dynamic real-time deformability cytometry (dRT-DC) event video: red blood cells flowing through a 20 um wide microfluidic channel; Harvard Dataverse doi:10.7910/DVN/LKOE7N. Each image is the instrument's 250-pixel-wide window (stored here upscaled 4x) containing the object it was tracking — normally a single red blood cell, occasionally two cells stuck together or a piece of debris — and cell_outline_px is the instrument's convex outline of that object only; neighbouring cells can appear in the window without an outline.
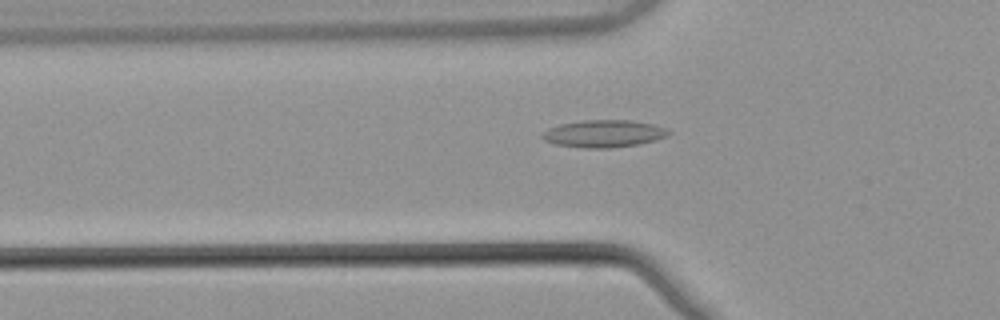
{"species": "common noctule bat (a hibernating species)", "species_latin": "Nyctalus noctula", "temperature_condition": "warm", "stored_images_in_passage": 54, "camera_frame_rate_fps": 3000, "um_per_image_px": 0.085, "animal": {"sex": "male", "body_mass_g": 21.5, "forearm_length_mm": 52.0}, "frame": {"image": 1, "passage_image": 19, "time_ms": 6.0, "image_size_px": [1000, 320], "cell_outline_px": [[672, 132], [668, 136], [656, 140], [640, 144], [608, 148], [584, 148], [556, 144], [544, 140], [540, 136], [548, 128], [560, 124], [584, 120], [632, 120], [652, 124], [664, 128]], "centroid_in_image_um": [51.33, 11.36], "position_along_channel_um": 74.5, "area_um2": 20.11}}
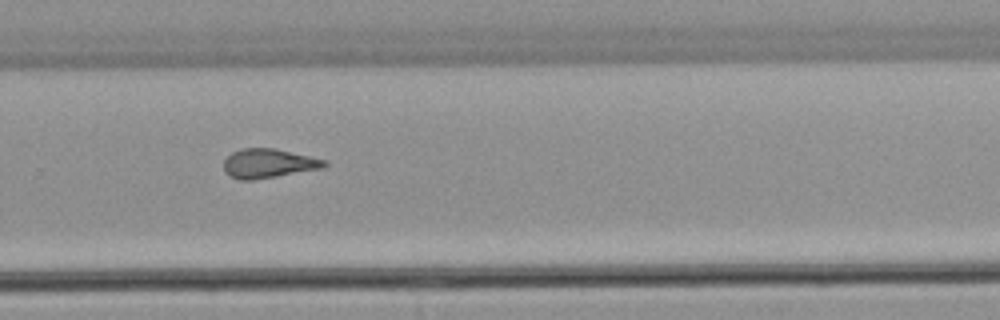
{"frame": {"image": 2, "passage_image": 37, "time_ms": 12.0, "image_size_px": [1000, 320], "cell_outline_px": [[328, 164], [324, 168], [252, 180], [240, 180], [228, 176], [224, 172], [224, 160], [232, 152], [240, 148], [276, 148], [328, 160]], "centroid_in_image_um": [22.82, 13.88], "position_along_channel_um": 307.0, "area_um2": 17.34}}
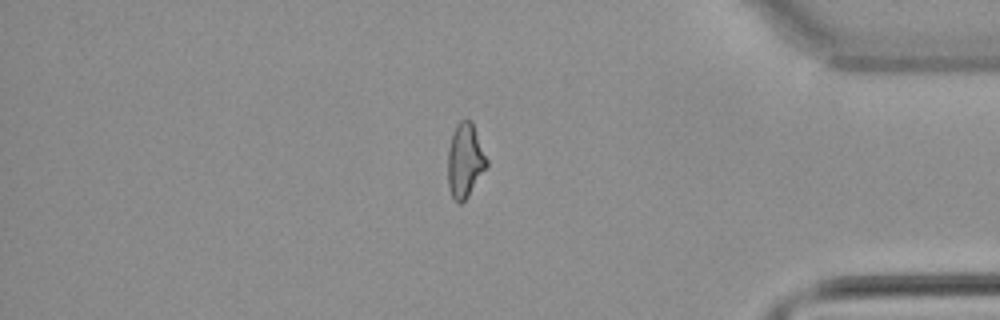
{"frame": {"image": 3, "passage_image": 46, "time_ms": 15.0, "image_size_px": [1000, 320], "cell_outline_px": [[488, 164], [468, 196], [460, 204], [452, 196], [448, 188], [448, 148], [456, 124], [460, 120], [472, 120], [488, 160]], "centroid_in_image_um": [39.53, 13.62], "position_along_channel_um": 395.7, "area_um2": 16.7}, "authors_computed_cell_mechanics": {"area_um2": 17.4267, "velocity_mm_per_s": 3.8685, "shape_relaxation_time_tau1_ms": null, "shape_relaxation_time_tau2_ms": 4.1525, "deformation_change_tau1": null, "deformation_change_tau2": 0.156}}